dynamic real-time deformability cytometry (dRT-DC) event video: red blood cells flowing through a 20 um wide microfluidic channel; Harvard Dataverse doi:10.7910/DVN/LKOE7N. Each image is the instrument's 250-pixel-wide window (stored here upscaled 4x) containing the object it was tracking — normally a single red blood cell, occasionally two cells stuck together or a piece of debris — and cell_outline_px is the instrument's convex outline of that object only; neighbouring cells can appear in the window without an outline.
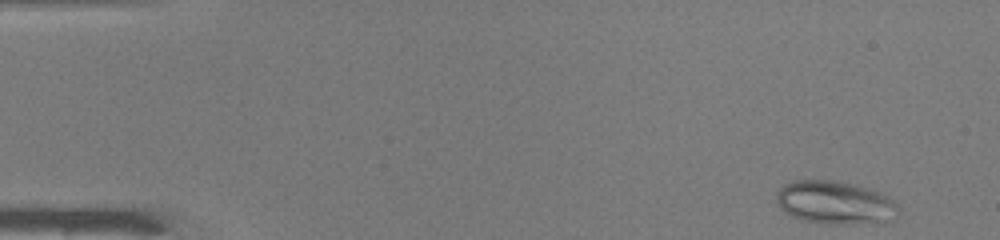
{"species": "common noctule bat (a hibernating species)", "species_latin": "Nyctalus noctula", "temperature_condition": "warm", "stored_images_in_passage": 47, "camera_frame_rate_fps": 3000, "um_per_image_px": 0.085, "animal": {"sex": "male", "body_mass_g": 19.0, "forearm_length_mm": 50.8}, "frame": {"image": 1, "passage_image": 1, "time_ms": 0.0, "image_size_px": [1000, 240], "cell_outline_px": [[900, 208], [892, 220], [852, 224], [824, 224], [804, 220], [792, 216], [784, 212], [776, 204], [776, 192], [784, 184], [796, 180], [836, 180], [872, 188], [888, 196]], "centroid_in_image_um": [70.96, 17.21], "position_along_channel_um": 14.0, "area_um2": 30.98}}
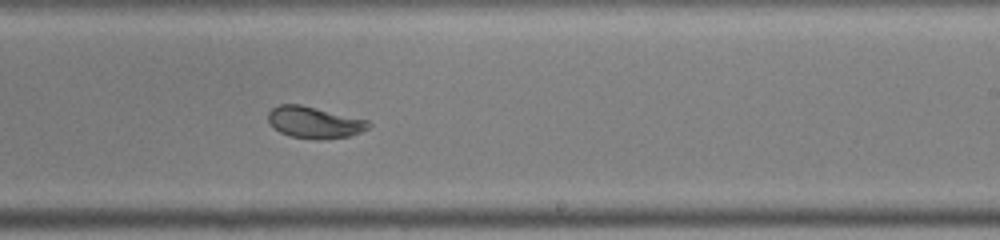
{"frame": {"image": 2, "passage_image": 28, "time_ms": 9.0, "image_size_px": [1000, 240], "cell_outline_px": [[372, 124], [368, 128], [352, 136], [320, 140], [316, 140], [288, 136], [272, 128], [268, 120], [268, 112], [272, 108], [280, 104], [300, 104], [368, 120]], "centroid_in_image_um": [26.7, 10.42], "position_along_channel_um": 262.3, "area_um2": 18.73}}
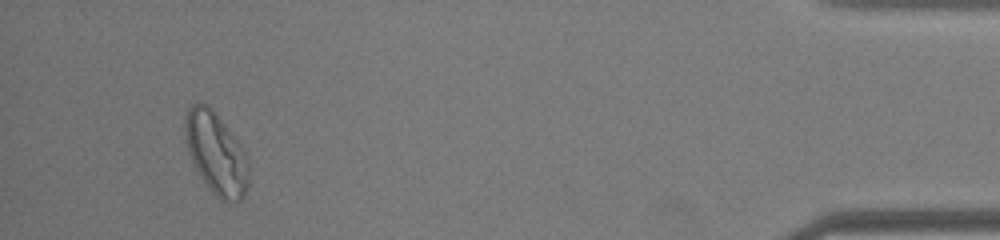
{"frame": {"image": 3, "passage_image": 44, "time_ms": 14.333, "image_size_px": [1000, 240], "cell_outline_px": [[248, 184], [244, 196], [240, 200], [220, 200], [208, 188], [200, 176], [188, 152], [184, 136], [184, 116], [188, 108], [196, 100], [208, 104], [212, 108], [248, 156]], "centroid_in_image_um": [18.33, 12.99], "position_along_channel_um": 416.9, "area_um2": 30.35}}